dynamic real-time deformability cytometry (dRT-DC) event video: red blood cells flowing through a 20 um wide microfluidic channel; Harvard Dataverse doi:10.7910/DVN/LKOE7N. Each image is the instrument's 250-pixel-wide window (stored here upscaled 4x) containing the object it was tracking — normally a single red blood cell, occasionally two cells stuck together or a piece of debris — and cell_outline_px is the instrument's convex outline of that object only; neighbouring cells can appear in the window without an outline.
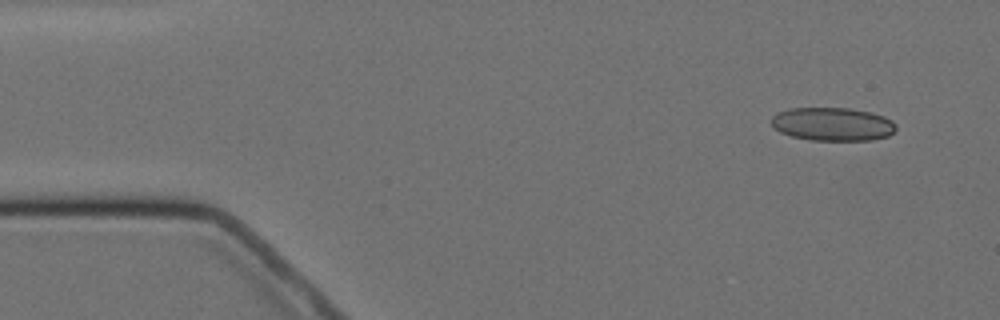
{"species": "Egyptian fruit bat (a non-hibernating species)", "species_latin": "Rousettus aegyptiacus", "temperature_condition": "cold", "stored_images_in_passage": 4, "camera_frame_rate_fps": 3000, "um_per_image_px": 0.085, "animal": {"sex": "female"}, "frame": {"image": 1, "passage_image": 1, "time_ms": 0.0, "image_size_px": [1000, 320], "cell_outline_px": [[896, 128], [888, 136], [872, 140], [808, 140], [792, 136], [780, 132], [772, 124], [772, 116], [776, 112], [788, 108], [848, 108], [872, 112], [884, 116], [892, 120], [896, 124]], "centroid_in_image_um": [70.77, 10.54], "position_along_channel_um": 14.2, "area_um2": 24.33}}
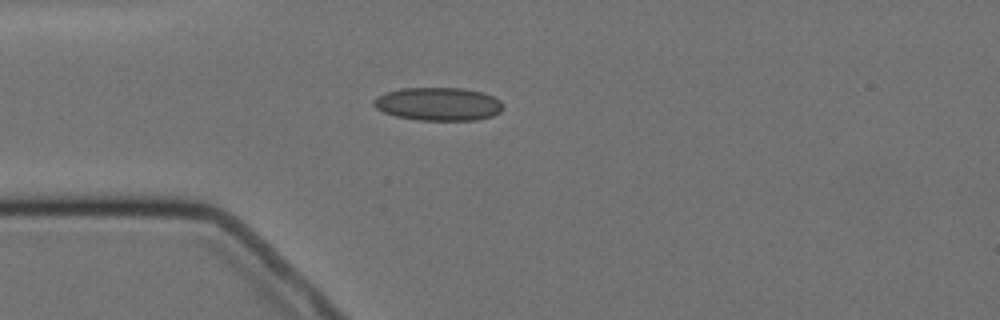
{"frame": {"image": 2, "passage_image": 4, "time_ms": 3.333, "image_size_px": [1000, 320], "cell_outline_px": [[500, 112], [492, 116], [476, 120], [420, 120], [396, 116], [384, 112], [376, 108], [372, 104], [372, 100], [388, 92], [400, 88], [464, 88], [484, 92], [500, 100]], "centroid_in_image_um": [37.25, 8.84], "position_along_channel_um": 47.7, "area_um2": 24.85}}